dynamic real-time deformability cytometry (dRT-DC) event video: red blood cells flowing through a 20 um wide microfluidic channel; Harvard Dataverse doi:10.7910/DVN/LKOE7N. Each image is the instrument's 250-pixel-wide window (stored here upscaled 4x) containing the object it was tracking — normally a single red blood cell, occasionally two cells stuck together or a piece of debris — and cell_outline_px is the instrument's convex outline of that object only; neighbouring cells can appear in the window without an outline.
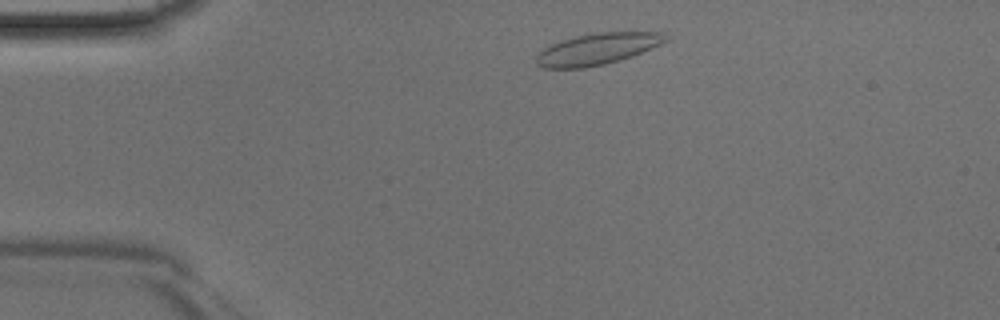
{"species": "Egyptian fruit bat (a non-hibernating species)", "species_latin": "Rousettus aegyptiacus", "temperature_condition": "room temperature", "stored_images_in_passage": 39, "camera_frame_rate_fps": 3000, "um_per_image_px": 0.085, "animal": {"sex": "male"}, "frame": {"image": 1, "passage_image": 3, "time_ms": 0.667, "image_size_px": [1000, 320], "cell_outline_px": [[668, 40], [660, 44], [632, 56], [620, 60], [604, 64], [584, 68], [544, 68], [536, 64], [536, 56], [544, 48], [560, 40], [572, 36], [592, 32], [664, 32]], "centroid_in_image_um": [50.75, 4.15], "position_along_channel_um": 34.3, "area_um2": 23.76}}
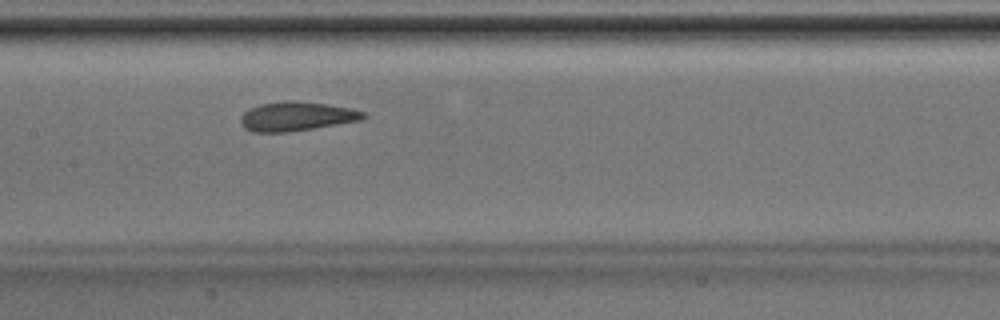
{"frame": {"image": 2, "passage_image": 16, "time_ms": 5.0, "image_size_px": [1000, 320], "cell_outline_px": [[368, 116], [360, 120], [288, 132], [252, 132], [244, 128], [240, 124], [240, 116], [248, 108], [260, 104], [284, 100], [288, 100], [328, 104], [348, 108], [364, 112]], "centroid_in_image_um": [25.13, 9.88], "position_along_channel_um": 182.3, "area_um2": 20.81}}
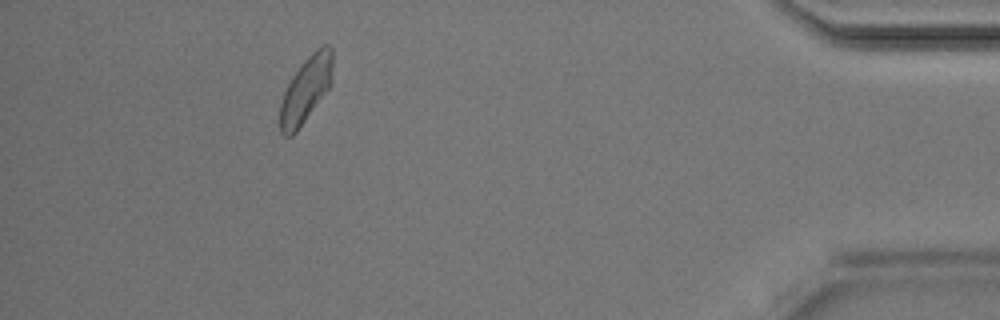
{"frame": {"image": 3, "passage_image": 35, "time_ms": 11.333, "image_size_px": [1000, 320], "cell_outline_px": [[332, 84], [296, 132], [292, 136], [284, 136], [280, 132], [280, 104], [284, 92], [292, 76], [304, 60], [316, 48], [324, 44], [328, 44], [332, 48]], "centroid_in_image_um": [26.01, 7.6], "position_along_channel_um": 409.2, "area_um2": 20.17}}